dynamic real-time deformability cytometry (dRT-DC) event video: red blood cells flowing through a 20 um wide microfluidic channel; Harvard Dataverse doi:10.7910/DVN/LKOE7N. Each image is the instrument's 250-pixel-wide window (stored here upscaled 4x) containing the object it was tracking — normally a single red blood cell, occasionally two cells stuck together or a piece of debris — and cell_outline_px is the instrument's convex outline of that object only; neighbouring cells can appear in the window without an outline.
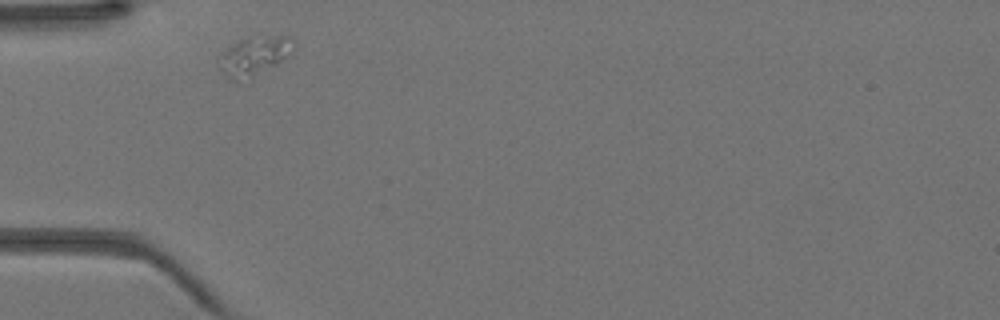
{"species": "Egyptian fruit bat (a non-hibernating species)", "species_latin": "Rousettus aegyptiacus", "temperature_condition": "warm", "stored_images_in_passage": 24, "camera_frame_rate_fps": 3000, "um_per_image_px": 0.085, "animal": {"sex": "female"}, "frame": {"image": 1, "passage_image": 1, "time_ms": 0.0, "image_size_px": [1000, 320], "cell_outline_px": [[292, 36], [284, 56], [280, 60], [252, 76], [236, 80], [232, 80], [224, 76], [220, 68], [220, 52], [240, 40], [248, 36]], "centroid_in_image_um": [21.45, 4.73], "position_along_channel_um": 63.5, "area_um2": 15.72}}